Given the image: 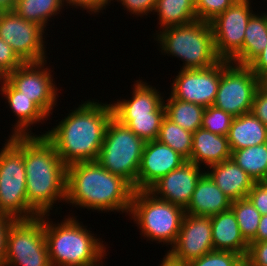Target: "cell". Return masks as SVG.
<instances>
[{"mask_svg": "<svg viewBox=\"0 0 267 266\" xmlns=\"http://www.w3.org/2000/svg\"><path fill=\"white\" fill-rule=\"evenodd\" d=\"M159 266H187V263L175 258L169 251L165 253Z\"/></svg>", "mask_w": 267, "mask_h": 266, "instance_id": "obj_45", "label": "cell"}, {"mask_svg": "<svg viewBox=\"0 0 267 266\" xmlns=\"http://www.w3.org/2000/svg\"><path fill=\"white\" fill-rule=\"evenodd\" d=\"M63 0H17L13 10L27 21L34 22L45 30L51 18L61 14Z\"/></svg>", "mask_w": 267, "mask_h": 266, "instance_id": "obj_27", "label": "cell"}, {"mask_svg": "<svg viewBox=\"0 0 267 266\" xmlns=\"http://www.w3.org/2000/svg\"><path fill=\"white\" fill-rule=\"evenodd\" d=\"M247 66L262 81L267 78V45Z\"/></svg>", "mask_w": 267, "mask_h": 266, "instance_id": "obj_43", "label": "cell"}, {"mask_svg": "<svg viewBox=\"0 0 267 266\" xmlns=\"http://www.w3.org/2000/svg\"><path fill=\"white\" fill-rule=\"evenodd\" d=\"M69 215L56 223L49 220L50 214H44L51 266H103V259L108 255L104 241L77 220V216Z\"/></svg>", "mask_w": 267, "mask_h": 266, "instance_id": "obj_4", "label": "cell"}, {"mask_svg": "<svg viewBox=\"0 0 267 266\" xmlns=\"http://www.w3.org/2000/svg\"><path fill=\"white\" fill-rule=\"evenodd\" d=\"M231 159L255 182L267 181V143L231 151Z\"/></svg>", "mask_w": 267, "mask_h": 266, "instance_id": "obj_28", "label": "cell"}, {"mask_svg": "<svg viewBox=\"0 0 267 266\" xmlns=\"http://www.w3.org/2000/svg\"><path fill=\"white\" fill-rule=\"evenodd\" d=\"M223 60L205 69H180L171 85V95L178 99L203 107L213 106L221 73Z\"/></svg>", "mask_w": 267, "mask_h": 266, "instance_id": "obj_14", "label": "cell"}, {"mask_svg": "<svg viewBox=\"0 0 267 266\" xmlns=\"http://www.w3.org/2000/svg\"><path fill=\"white\" fill-rule=\"evenodd\" d=\"M153 14L158 17L159 30L186 25L197 20L195 0H157Z\"/></svg>", "mask_w": 267, "mask_h": 266, "instance_id": "obj_25", "label": "cell"}, {"mask_svg": "<svg viewBox=\"0 0 267 266\" xmlns=\"http://www.w3.org/2000/svg\"><path fill=\"white\" fill-rule=\"evenodd\" d=\"M66 7L72 6L69 8H76L86 10L90 15H99L106 9L107 6H110L107 0H63Z\"/></svg>", "mask_w": 267, "mask_h": 266, "instance_id": "obj_41", "label": "cell"}, {"mask_svg": "<svg viewBox=\"0 0 267 266\" xmlns=\"http://www.w3.org/2000/svg\"><path fill=\"white\" fill-rule=\"evenodd\" d=\"M242 255L229 251L213 250L187 263V266H236Z\"/></svg>", "mask_w": 267, "mask_h": 266, "instance_id": "obj_34", "label": "cell"}, {"mask_svg": "<svg viewBox=\"0 0 267 266\" xmlns=\"http://www.w3.org/2000/svg\"><path fill=\"white\" fill-rule=\"evenodd\" d=\"M231 151L267 143V127L252 113L234 117L227 135Z\"/></svg>", "mask_w": 267, "mask_h": 266, "instance_id": "obj_24", "label": "cell"}, {"mask_svg": "<svg viewBox=\"0 0 267 266\" xmlns=\"http://www.w3.org/2000/svg\"><path fill=\"white\" fill-rule=\"evenodd\" d=\"M7 214L3 211V209L0 207V218L6 217Z\"/></svg>", "mask_w": 267, "mask_h": 266, "instance_id": "obj_48", "label": "cell"}, {"mask_svg": "<svg viewBox=\"0 0 267 266\" xmlns=\"http://www.w3.org/2000/svg\"><path fill=\"white\" fill-rule=\"evenodd\" d=\"M184 215L182 207L156 198L148 190H135L128 216L137 224L144 239L172 247L177 240Z\"/></svg>", "mask_w": 267, "mask_h": 266, "instance_id": "obj_6", "label": "cell"}, {"mask_svg": "<svg viewBox=\"0 0 267 266\" xmlns=\"http://www.w3.org/2000/svg\"><path fill=\"white\" fill-rule=\"evenodd\" d=\"M251 112L267 127V84L264 82L255 93Z\"/></svg>", "mask_w": 267, "mask_h": 266, "instance_id": "obj_38", "label": "cell"}, {"mask_svg": "<svg viewBox=\"0 0 267 266\" xmlns=\"http://www.w3.org/2000/svg\"><path fill=\"white\" fill-rule=\"evenodd\" d=\"M245 258L252 266H267V241L250 242Z\"/></svg>", "mask_w": 267, "mask_h": 266, "instance_id": "obj_40", "label": "cell"}, {"mask_svg": "<svg viewBox=\"0 0 267 266\" xmlns=\"http://www.w3.org/2000/svg\"><path fill=\"white\" fill-rule=\"evenodd\" d=\"M262 82L247 65L223 60V72L213 106L233 117L249 113Z\"/></svg>", "mask_w": 267, "mask_h": 266, "instance_id": "obj_11", "label": "cell"}, {"mask_svg": "<svg viewBox=\"0 0 267 266\" xmlns=\"http://www.w3.org/2000/svg\"><path fill=\"white\" fill-rule=\"evenodd\" d=\"M205 171L231 201L247 198L255 181L232 159L209 166Z\"/></svg>", "mask_w": 267, "mask_h": 266, "instance_id": "obj_20", "label": "cell"}, {"mask_svg": "<svg viewBox=\"0 0 267 266\" xmlns=\"http://www.w3.org/2000/svg\"><path fill=\"white\" fill-rule=\"evenodd\" d=\"M237 0H195L197 20L210 22Z\"/></svg>", "mask_w": 267, "mask_h": 266, "instance_id": "obj_35", "label": "cell"}, {"mask_svg": "<svg viewBox=\"0 0 267 266\" xmlns=\"http://www.w3.org/2000/svg\"><path fill=\"white\" fill-rule=\"evenodd\" d=\"M210 216L186 214L175 244L169 251L175 258L188 263L213 251Z\"/></svg>", "mask_w": 267, "mask_h": 266, "instance_id": "obj_15", "label": "cell"}, {"mask_svg": "<svg viewBox=\"0 0 267 266\" xmlns=\"http://www.w3.org/2000/svg\"><path fill=\"white\" fill-rule=\"evenodd\" d=\"M134 191L126 179L107 171L97 161L67 166L65 204L72 208L128 215Z\"/></svg>", "mask_w": 267, "mask_h": 266, "instance_id": "obj_2", "label": "cell"}, {"mask_svg": "<svg viewBox=\"0 0 267 266\" xmlns=\"http://www.w3.org/2000/svg\"><path fill=\"white\" fill-rule=\"evenodd\" d=\"M267 241V214L261 215L257 234L251 242Z\"/></svg>", "mask_w": 267, "mask_h": 266, "instance_id": "obj_44", "label": "cell"}, {"mask_svg": "<svg viewBox=\"0 0 267 266\" xmlns=\"http://www.w3.org/2000/svg\"><path fill=\"white\" fill-rule=\"evenodd\" d=\"M231 203V199L205 172L197 182L185 213L195 216H212L229 210Z\"/></svg>", "mask_w": 267, "mask_h": 266, "instance_id": "obj_21", "label": "cell"}, {"mask_svg": "<svg viewBox=\"0 0 267 266\" xmlns=\"http://www.w3.org/2000/svg\"><path fill=\"white\" fill-rule=\"evenodd\" d=\"M236 266H252L251 263L245 258L243 257Z\"/></svg>", "mask_w": 267, "mask_h": 266, "instance_id": "obj_47", "label": "cell"}, {"mask_svg": "<svg viewBox=\"0 0 267 266\" xmlns=\"http://www.w3.org/2000/svg\"><path fill=\"white\" fill-rule=\"evenodd\" d=\"M130 99L112 102L113 116H142L150 112H165L164 97L160 90L143 80H136L133 84Z\"/></svg>", "mask_w": 267, "mask_h": 266, "instance_id": "obj_19", "label": "cell"}, {"mask_svg": "<svg viewBox=\"0 0 267 266\" xmlns=\"http://www.w3.org/2000/svg\"><path fill=\"white\" fill-rule=\"evenodd\" d=\"M202 169V170H201ZM186 161L179 168L171 171L155 182L148 191L156 198L182 207H188L198 180L205 169Z\"/></svg>", "mask_w": 267, "mask_h": 266, "instance_id": "obj_16", "label": "cell"}, {"mask_svg": "<svg viewBox=\"0 0 267 266\" xmlns=\"http://www.w3.org/2000/svg\"><path fill=\"white\" fill-rule=\"evenodd\" d=\"M48 60L40 62H25L9 73L5 79L21 95L32 101L50 118L57 105L58 89L53 76V70L47 66ZM46 66V67H45ZM53 76V77H52Z\"/></svg>", "mask_w": 267, "mask_h": 266, "instance_id": "obj_12", "label": "cell"}, {"mask_svg": "<svg viewBox=\"0 0 267 266\" xmlns=\"http://www.w3.org/2000/svg\"><path fill=\"white\" fill-rule=\"evenodd\" d=\"M157 140L170 146L187 161L191 157L193 133L183 129L166 116L163 118Z\"/></svg>", "mask_w": 267, "mask_h": 266, "instance_id": "obj_30", "label": "cell"}, {"mask_svg": "<svg viewBox=\"0 0 267 266\" xmlns=\"http://www.w3.org/2000/svg\"><path fill=\"white\" fill-rule=\"evenodd\" d=\"M5 266H51L44 235V214L17 219L7 238Z\"/></svg>", "mask_w": 267, "mask_h": 266, "instance_id": "obj_9", "label": "cell"}, {"mask_svg": "<svg viewBox=\"0 0 267 266\" xmlns=\"http://www.w3.org/2000/svg\"><path fill=\"white\" fill-rule=\"evenodd\" d=\"M247 198L261 215L267 214V181L255 182Z\"/></svg>", "mask_w": 267, "mask_h": 266, "instance_id": "obj_37", "label": "cell"}, {"mask_svg": "<svg viewBox=\"0 0 267 266\" xmlns=\"http://www.w3.org/2000/svg\"><path fill=\"white\" fill-rule=\"evenodd\" d=\"M145 141L114 117L109 121L97 162L126 179L137 190V174Z\"/></svg>", "mask_w": 267, "mask_h": 266, "instance_id": "obj_8", "label": "cell"}, {"mask_svg": "<svg viewBox=\"0 0 267 266\" xmlns=\"http://www.w3.org/2000/svg\"><path fill=\"white\" fill-rule=\"evenodd\" d=\"M16 220L15 217L10 215L0 218V266H5L7 238L10 227Z\"/></svg>", "mask_w": 267, "mask_h": 266, "instance_id": "obj_42", "label": "cell"}, {"mask_svg": "<svg viewBox=\"0 0 267 266\" xmlns=\"http://www.w3.org/2000/svg\"><path fill=\"white\" fill-rule=\"evenodd\" d=\"M267 45V18L264 13L251 16L244 36L243 65H248Z\"/></svg>", "mask_w": 267, "mask_h": 266, "instance_id": "obj_29", "label": "cell"}, {"mask_svg": "<svg viewBox=\"0 0 267 266\" xmlns=\"http://www.w3.org/2000/svg\"><path fill=\"white\" fill-rule=\"evenodd\" d=\"M153 37L163 55L180 58L183 62L181 69H205L221 60L215 51L210 22L196 20L166 27L157 30Z\"/></svg>", "mask_w": 267, "mask_h": 266, "instance_id": "obj_5", "label": "cell"}, {"mask_svg": "<svg viewBox=\"0 0 267 266\" xmlns=\"http://www.w3.org/2000/svg\"><path fill=\"white\" fill-rule=\"evenodd\" d=\"M108 1V3L111 5V1L113 2V0H107Z\"/></svg>", "mask_w": 267, "mask_h": 266, "instance_id": "obj_49", "label": "cell"}, {"mask_svg": "<svg viewBox=\"0 0 267 266\" xmlns=\"http://www.w3.org/2000/svg\"><path fill=\"white\" fill-rule=\"evenodd\" d=\"M230 209L235 214L241 235L249 244L257 234L261 213L248 198L232 201Z\"/></svg>", "mask_w": 267, "mask_h": 266, "instance_id": "obj_32", "label": "cell"}, {"mask_svg": "<svg viewBox=\"0 0 267 266\" xmlns=\"http://www.w3.org/2000/svg\"><path fill=\"white\" fill-rule=\"evenodd\" d=\"M233 116L214 106L206 107L203 113L201 128L217 135L227 136Z\"/></svg>", "mask_w": 267, "mask_h": 266, "instance_id": "obj_33", "label": "cell"}, {"mask_svg": "<svg viewBox=\"0 0 267 266\" xmlns=\"http://www.w3.org/2000/svg\"><path fill=\"white\" fill-rule=\"evenodd\" d=\"M210 218L214 250L234 252L246 257L249 244L241 235L233 211L229 209Z\"/></svg>", "mask_w": 267, "mask_h": 266, "instance_id": "obj_23", "label": "cell"}, {"mask_svg": "<svg viewBox=\"0 0 267 266\" xmlns=\"http://www.w3.org/2000/svg\"><path fill=\"white\" fill-rule=\"evenodd\" d=\"M23 156L28 204L39 215L51 214L66 202L67 166L45 136H23Z\"/></svg>", "mask_w": 267, "mask_h": 266, "instance_id": "obj_3", "label": "cell"}, {"mask_svg": "<svg viewBox=\"0 0 267 266\" xmlns=\"http://www.w3.org/2000/svg\"><path fill=\"white\" fill-rule=\"evenodd\" d=\"M187 160L158 140L146 141L137 174V190H148L161 177L182 166Z\"/></svg>", "mask_w": 267, "mask_h": 266, "instance_id": "obj_17", "label": "cell"}, {"mask_svg": "<svg viewBox=\"0 0 267 266\" xmlns=\"http://www.w3.org/2000/svg\"><path fill=\"white\" fill-rule=\"evenodd\" d=\"M17 0H0V12L13 10Z\"/></svg>", "mask_w": 267, "mask_h": 266, "instance_id": "obj_46", "label": "cell"}, {"mask_svg": "<svg viewBox=\"0 0 267 266\" xmlns=\"http://www.w3.org/2000/svg\"><path fill=\"white\" fill-rule=\"evenodd\" d=\"M120 3L124 10L126 9L132 15L143 17L153 13L157 0H115Z\"/></svg>", "mask_w": 267, "mask_h": 266, "instance_id": "obj_39", "label": "cell"}, {"mask_svg": "<svg viewBox=\"0 0 267 266\" xmlns=\"http://www.w3.org/2000/svg\"><path fill=\"white\" fill-rule=\"evenodd\" d=\"M70 111L56 127L39 136H45L55 146L66 166L96 161L107 125L113 117L111 102L108 104L89 99Z\"/></svg>", "mask_w": 267, "mask_h": 266, "instance_id": "obj_1", "label": "cell"}, {"mask_svg": "<svg viewBox=\"0 0 267 266\" xmlns=\"http://www.w3.org/2000/svg\"><path fill=\"white\" fill-rule=\"evenodd\" d=\"M145 142L157 140L165 112H150L142 116H113Z\"/></svg>", "mask_w": 267, "mask_h": 266, "instance_id": "obj_31", "label": "cell"}, {"mask_svg": "<svg viewBox=\"0 0 267 266\" xmlns=\"http://www.w3.org/2000/svg\"><path fill=\"white\" fill-rule=\"evenodd\" d=\"M0 93L7 99L9 108L16 116V120L11 129L12 136H37L32 133L31 129L34 124H38L49 120V118L31 98L21 95V92L16 90L5 78H0ZM32 126V128H31Z\"/></svg>", "mask_w": 267, "mask_h": 266, "instance_id": "obj_18", "label": "cell"}, {"mask_svg": "<svg viewBox=\"0 0 267 266\" xmlns=\"http://www.w3.org/2000/svg\"><path fill=\"white\" fill-rule=\"evenodd\" d=\"M5 141L0 150V207L16 219L36 218L40 215L28 204L26 196L23 136Z\"/></svg>", "mask_w": 267, "mask_h": 266, "instance_id": "obj_7", "label": "cell"}, {"mask_svg": "<svg viewBox=\"0 0 267 266\" xmlns=\"http://www.w3.org/2000/svg\"><path fill=\"white\" fill-rule=\"evenodd\" d=\"M251 2V0H237L210 21L215 51L221 60L243 65L245 30L254 14Z\"/></svg>", "mask_w": 267, "mask_h": 266, "instance_id": "obj_10", "label": "cell"}, {"mask_svg": "<svg viewBox=\"0 0 267 266\" xmlns=\"http://www.w3.org/2000/svg\"><path fill=\"white\" fill-rule=\"evenodd\" d=\"M228 159H231V150L227 136L217 135L203 128L193 133L189 162L200 167L203 165L205 169Z\"/></svg>", "mask_w": 267, "mask_h": 266, "instance_id": "obj_22", "label": "cell"}, {"mask_svg": "<svg viewBox=\"0 0 267 266\" xmlns=\"http://www.w3.org/2000/svg\"><path fill=\"white\" fill-rule=\"evenodd\" d=\"M45 31L14 10L0 12V38L12 47L24 63L47 60Z\"/></svg>", "mask_w": 267, "mask_h": 266, "instance_id": "obj_13", "label": "cell"}, {"mask_svg": "<svg viewBox=\"0 0 267 266\" xmlns=\"http://www.w3.org/2000/svg\"><path fill=\"white\" fill-rule=\"evenodd\" d=\"M23 63L12 47L0 38V78H5Z\"/></svg>", "mask_w": 267, "mask_h": 266, "instance_id": "obj_36", "label": "cell"}, {"mask_svg": "<svg viewBox=\"0 0 267 266\" xmlns=\"http://www.w3.org/2000/svg\"><path fill=\"white\" fill-rule=\"evenodd\" d=\"M165 116L183 129L194 133L202 126L205 107L191 102L178 100L172 95L164 100Z\"/></svg>", "mask_w": 267, "mask_h": 266, "instance_id": "obj_26", "label": "cell"}]
</instances>
